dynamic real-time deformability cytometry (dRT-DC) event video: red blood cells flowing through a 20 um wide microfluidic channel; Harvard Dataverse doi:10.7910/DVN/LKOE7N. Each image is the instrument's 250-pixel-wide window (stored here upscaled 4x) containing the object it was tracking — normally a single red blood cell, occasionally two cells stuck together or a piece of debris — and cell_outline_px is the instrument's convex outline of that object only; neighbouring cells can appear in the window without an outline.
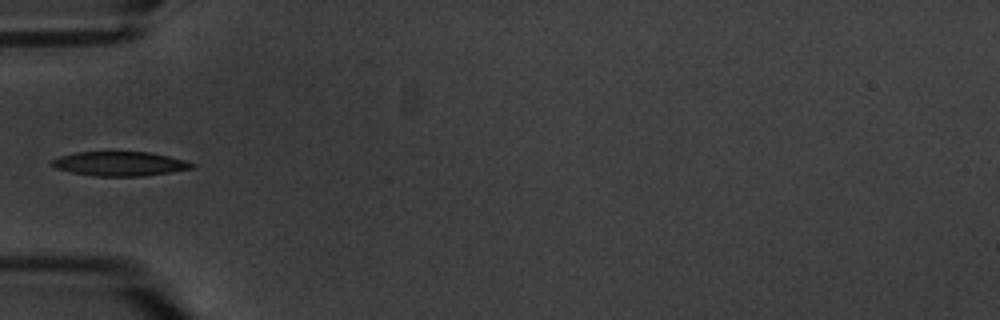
{"species": "common noctule bat (a hibernating species)", "species_latin": "Nyctalus noctula", "temperature_condition": "warm", "stored_images_in_passage": 1, "camera_frame_rate_fps": 3000, "um_per_image_px": 0.085, "animal": {"sex": "male", "body_mass_g": 20.1, "forearm_length_mm": 53.5}, "frame": {"image": 1, "passage_image": 1, "time_ms": 0.0, "image_size_px": [1000, 320], "cell_outline_px": [[196, 168], [172, 172], [144, 176], [92, 176], [72, 172], [56, 168], [48, 164], [52, 160], [60, 156], [76, 152], [112, 148], [148, 152], [168, 156], [184, 160], [196, 164]], "centroid_in_image_um": [10.17, 13.87], "position_along_channel_um": 74.8, "area_um2": 20.98}}